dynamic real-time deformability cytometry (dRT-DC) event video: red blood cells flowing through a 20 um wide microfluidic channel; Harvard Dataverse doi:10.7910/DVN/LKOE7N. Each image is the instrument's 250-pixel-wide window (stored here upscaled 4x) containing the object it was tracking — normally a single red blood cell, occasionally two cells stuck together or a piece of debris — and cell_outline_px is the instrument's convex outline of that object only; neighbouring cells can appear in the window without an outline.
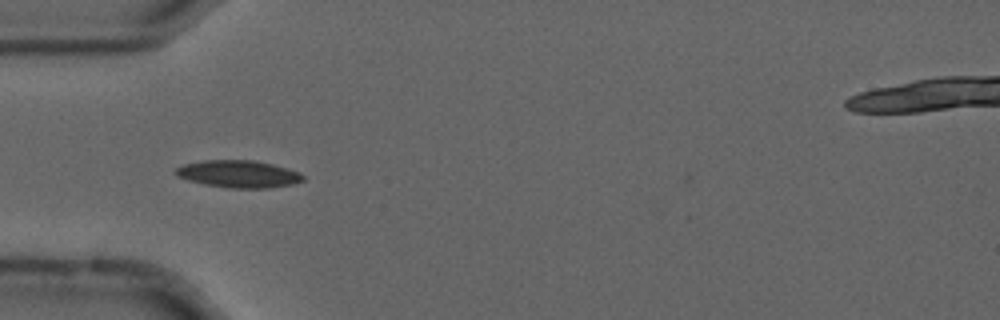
{"species": "common noctule bat (a hibernating species)", "species_latin": "Nyctalus noctula", "temperature_condition": "cold", "stored_images_in_passage": 41, "camera_frame_rate_fps": 3000, "um_per_image_px": 0.085, "animal": {"sex": "male", "forearm_length_mm": 52.5}, "frame": {"image": 1, "passage_image": 3, "time_ms": 0.667, "image_size_px": [1000, 320], "cell_outline_px": [[304, 180], [292, 184], [268, 188], [228, 188], [204, 184], [188, 180], [176, 176], [172, 172], [176, 168], [184, 164], [204, 160], [256, 160], [288, 168], [304, 176]], "centroid_in_image_um": [20.23, 14.78], "position_along_channel_um": 64.8, "area_um2": 20.29}}
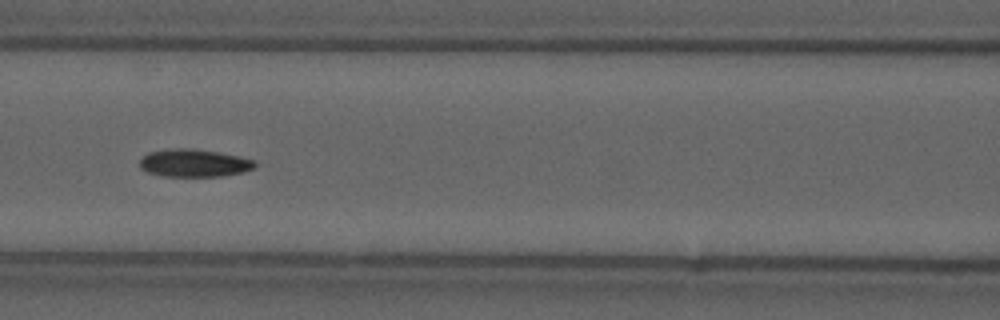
{"frame": {"image": 2, "passage_image": 10, "time_ms": 3.0, "image_size_px": [1000, 320], "cell_outline_px": [[256, 168], [244, 172], [224, 176], [164, 176], [148, 172], [140, 168], [140, 160], [148, 152], [176, 148], [192, 148], [220, 152], [240, 156], [256, 160]], "centroid_in_image_um": [16.56, 13.85], "position_along_channel_um": 150.0, "area_um2": 18.79}}
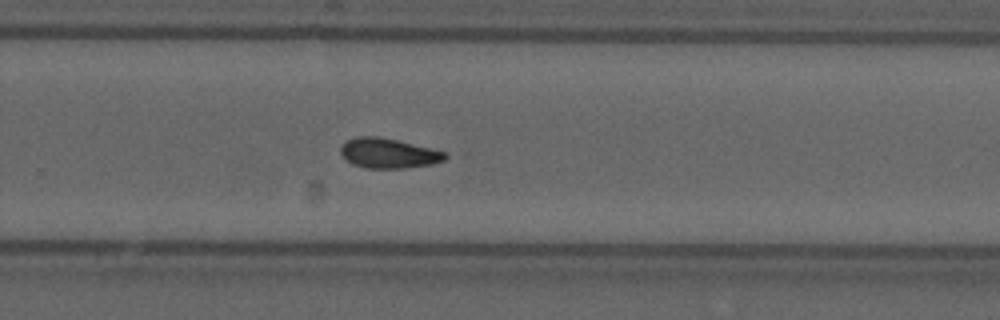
{"frame": {"image": 3, "passage_image": 22, "time_ms": 7.0, "image_size_px": [1000, 320], "cell_outline_px": [[448, 156], [444, 160], [432, 164], [404, 168], [364, 168], [352, 164], [340, 152], [340, 148], [348, 140], [356, 136], [376, 136], [396, 140], [444, 152]], "centroid_in_image_um": [32.99, 13.03], "position_along_channel_um": 296.8, "area_um2": 17.86}, "authors_computed_cell_mechanics": {"area_um2": 17.8602, "velocity_mm_per_s": 3.6821, "shape_relaxation_time_tau1_ms": 5.8932, "shape_relaxation_time_tau2_ms": 6.0949, "deformation_change_tau1": 0.1258, "deformation_change_tau2": 0.1192}}